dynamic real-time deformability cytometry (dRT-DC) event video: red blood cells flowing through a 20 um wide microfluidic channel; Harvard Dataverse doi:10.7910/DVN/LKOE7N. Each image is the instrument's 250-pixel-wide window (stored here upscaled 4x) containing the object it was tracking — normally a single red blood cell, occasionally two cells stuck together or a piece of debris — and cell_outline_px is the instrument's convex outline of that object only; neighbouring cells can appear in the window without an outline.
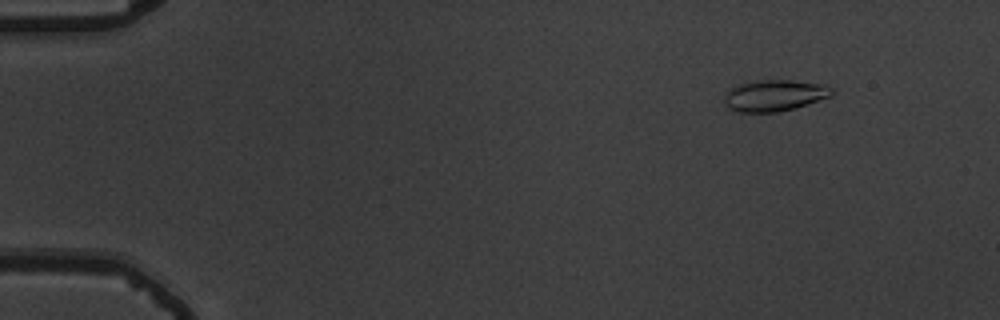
{"species": "common noctule bat (a hibernating species)", "species_latin": "Nyctalus noctula", "temperature_condition": "warm", "stored_images_in_passage": 56, "camera_frame_rate_fps": 3000, "um_per_image_px": 0.085, "animal": {"sex": "male", "body_mass_g": 19.5, "forearm_length_mm": 54.6}, "frame": {"image": 1, "passage_image": 7, "time_ms": 2.0, "image_size_px": [1000, 320], "cell_outline_px": [[832, 96], [796, 108], [780, 112], [740, 112], [724, 108], [724, 96], [728, 88], [740, 84], [760, 80], [792, 80], [824, 84], [832, 88]], "centroid_in_image_um": [65.8, 8.12], "position_along_channel_um": 19.2, "area_um2": 19.94}}
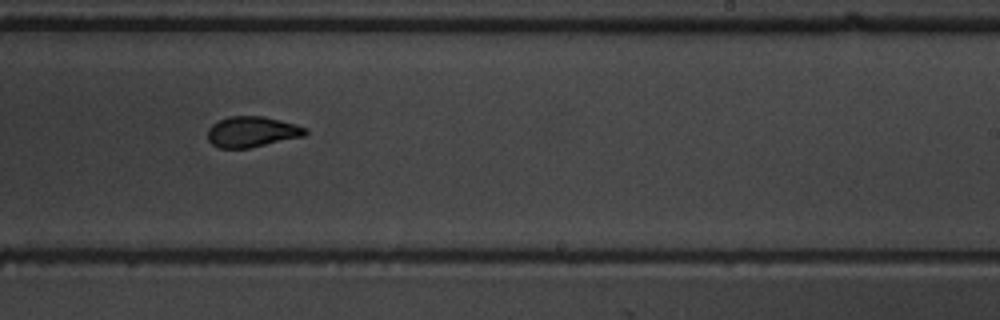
{"frame": {"image": 2, "passage_image": 36, "time_ms": 11.667, "image_size_px": [1000, 320], "cell_outline_px": [[308, 132], [304, 136], [248, 148], [220, 148], [212, 144], [208, 140], [208, 128], [212, 124], [228, 116], [264, 116], [296, 124], [308, 128]], "centroid_in_image_um": [21.43, 11.19], "position_along_channel_um": 267.6, "area_um2": 17.46}}
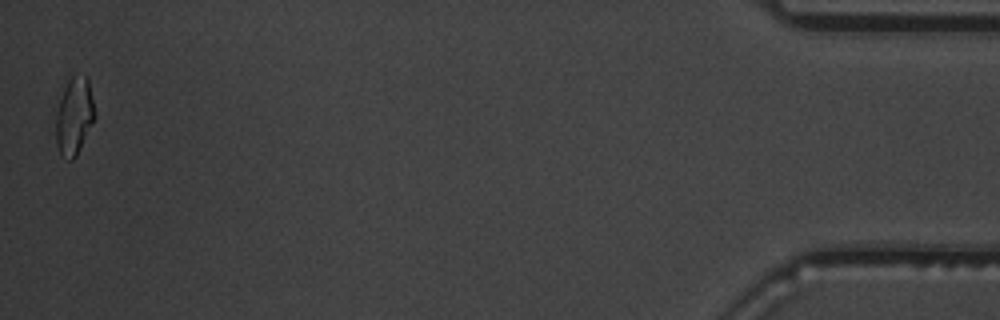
{"frame": {"image": 3, "passage_image": 56, "time_ms": 18.333, "image_size_px": [1000, 320], "cell_outline_px": [[96, 116], [76, 156], [72, 160], [68, 160], [60, 156], [56, 144], [56, 116], [60, 100], [64, 88], [68, 80], [72, 76], [84, 72], [88, 76], [96, 112]], "centroid_in_image_um": [6.33, 9.84], "position_along_channel_um": 428.9, "area_um2": 17.8}, "authors_computed_cell_mechanics": {"area_um2": 18.1781, "velocity_mm_per_s": 3.6957, "shape_relaxation_time_tau1_ms": 6.9872, "shape_relaxation_time_tau2_ms": 1.6093, "deformation_change_tau1": 0.179, "deformation_change_tau2": 0.0719}}